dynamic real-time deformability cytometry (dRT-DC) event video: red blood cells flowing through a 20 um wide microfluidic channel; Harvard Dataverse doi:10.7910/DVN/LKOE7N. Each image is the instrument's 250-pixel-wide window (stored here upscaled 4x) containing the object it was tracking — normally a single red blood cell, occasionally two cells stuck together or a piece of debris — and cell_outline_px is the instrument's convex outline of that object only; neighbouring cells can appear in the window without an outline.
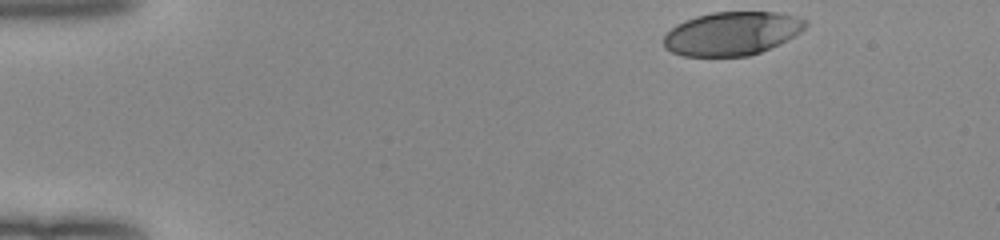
{"species": "human", "species_latin": "Homo sapiens", "temperature_condition": "room temperature", "stored_images_in_passage": 40, "camera_frame_rate_fps": 3000, "um_per_image_px": 0.085, "donor": {"sex": "female"}, "frame": {"image": 1, "passage_image": 1, "time_ms": 0.0, "image_size_px": [1000, 240], "cell_outline_px": [[808, 24], [796, 36], [780, 44], [760, 52], [748, 56], [684, 56], [672, 52], [664, 48], [664, 36], [676, 24], [684, 20], [696, 16], [712, 12], [780, 12], [796, 16], [808, 20]], "centroid_in_image_um": [62.24, 2.84], "position_along_channel_um": 22.8, "area_um2": 36.18}}
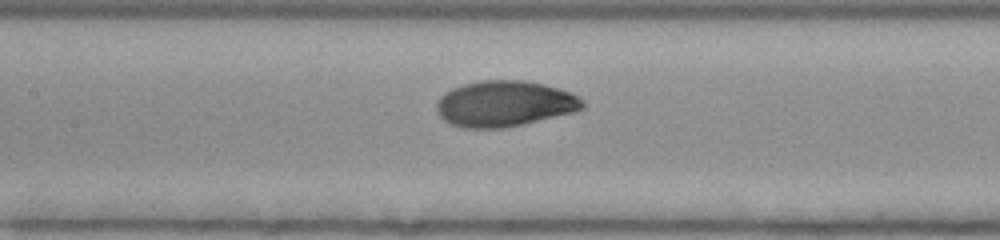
{"frame": {"image": 2, "passage_image": 19, "time_ms": 6.0, "image_size_px": [1000, 240], "cell_outline_px": [[588, 104], [584, 108], [576, 112], [524, 124], [504, 128], [460, 128], [444, 120], [436, 112], [436, 104], [440, 96], [444, 92], [452, 88], [464, 84], [480, 80], [524, 80], [544, 84], [572, 92], [584, 100]], "centroid_in_image_um": [42.92, 8.82], "position_along_channel_um": 164.5, "area_um2": 39.59}}
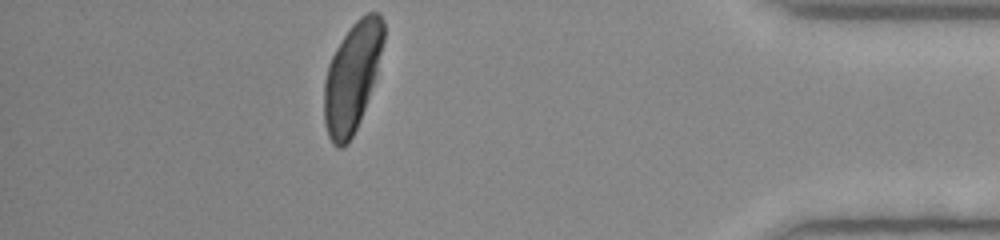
{"frame": {"image": 3, "passage_image": 40, "time_ms": 13.0, "image_size_px": [1000, 240], "cell_outline_px": [[384, 40], [376, 76], [360, 120], [348, 144], [344, 148], [336, 148], [332, 144], [328, 136], [324, 124], [324, 84], [328, 68], [332, 56], [340, 40], [352, 24], [360, 16], [368, 12], [380, 12], [384, 20]], "centroid_in_image_um": [29.93, 6.54], "position_along_channel_um": 405.3, "area_um2": 37.92}, "authors_computed_cell_mechanics": {"area_um2": 38.4659, "velocity_mm_per_s": 4.0078, "shape_relaxation_time_tau1_ms": 3.1317, "shape_relaxation_time_tau2_ms": null, "deformation_change_tau1": 0.1778, "deformation_change_tau2": null}}